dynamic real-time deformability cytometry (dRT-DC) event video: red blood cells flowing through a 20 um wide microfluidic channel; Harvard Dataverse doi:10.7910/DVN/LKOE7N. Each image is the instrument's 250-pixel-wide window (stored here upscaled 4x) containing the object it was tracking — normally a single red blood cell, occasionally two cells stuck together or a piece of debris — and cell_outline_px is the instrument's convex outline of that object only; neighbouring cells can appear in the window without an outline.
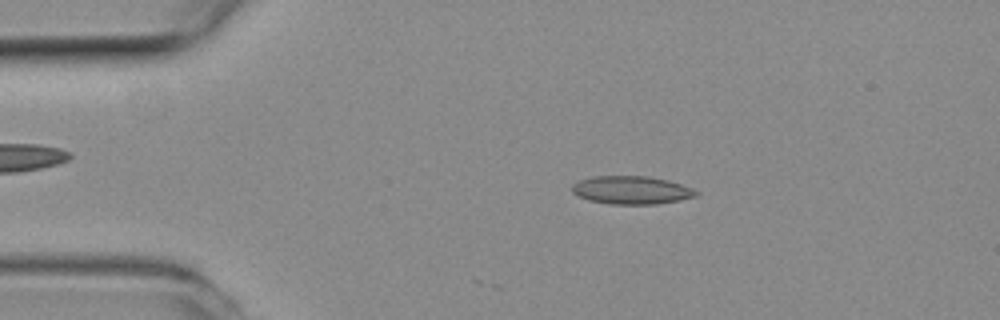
{"species": "common noctule bat (a hibernating species)", "species_latin": "Nyctalus noctula", "temperature_condition": "room temperature", "stored_images_in_passage": 19, "camera_frame_rate_fps": 3000, "um_per_image_px": 0.085, "animal": {"sex": "female", "body_mass_g": 19.3, "forearm_length_mm": 54.1}, "frame": {"image": 1, "passage_image": 10, "time_ms": 3.0, "image_size_px": [1000, 320], "cell_outline_px": [[700, 192], [696, 196], [680, 200], [656, 204], [608, 204], [588, 200], [572, 192], [572, 184], [580, 180], [592, 176], [648, 176], [668, 180], [692, 188]], "centroid_in_image_um": [53.68, 16.16], "position_along_channel_um": 31.3, "area_um2": 20.35}}
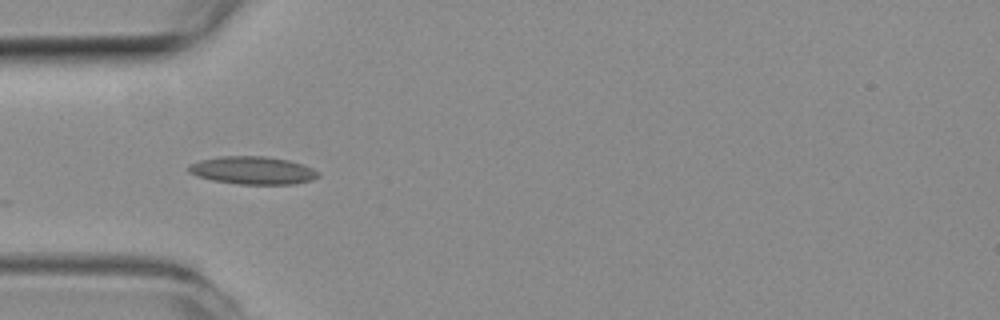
{"frame": {"image": 2, "passage_image": 16, "time_ms": 5.0, "image_size_px": [1000, 320], "cell_outline_px": [[320, 176], [312, 180], [292, 184], [240, 184], [212, 180], [196, 176], [188, 172], [188, 164], [200, 160], [220, 156], [264, 156], [288, 160], [304, 164], [320, 172]], "centroid_in_image_um": [21.48, 14.48], "position_along_channel_um": 63.5, "area_um2": 21.15}}
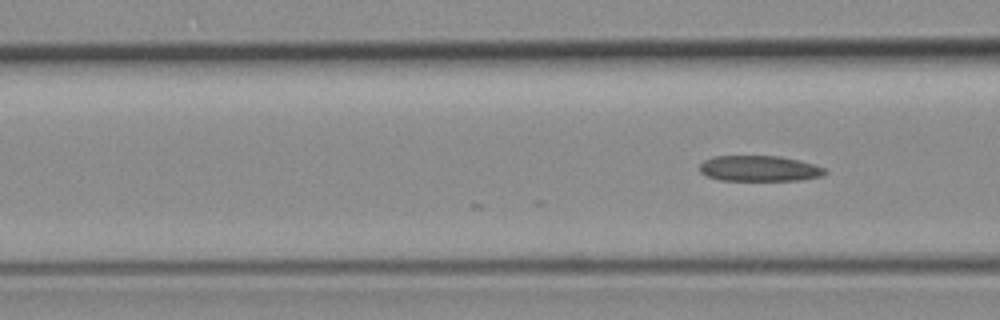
{"frame": {"image": 3, "passage_image": 19, "time_ms": 6.0, "image_size_px": [1000, 320], "cell_outline_px": [[828, 172], [820, 176], [800, 180], [720, 180], [708, 176], [700, 172], [700, 164], [704, 160], [712, 156], [780, 156], [800, 160], [824, 168]], "centroid_in_image_um": [64.53, 14.31], "position_along_channel_um": 102.1, "area_um2": 18.67}}